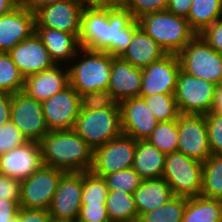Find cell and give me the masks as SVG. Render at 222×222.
I'll return each mask as SVG.
<instances>
[{"mask_svg": "<svg viewBox=\"0 0 222 222\" xmlns=\"http://www.w3.org/2000/svg\"><path fill=\"white\" fill-rule=\"evenodd\" d=\"M141 83L142 68L131 65L121 57H114L108 90L112 92L119 103L125 99L138 97Z\"/></svg>", "mask_w": 222, "mask_h": 222, "instance_id": "603a6c76", "label": "cell"}, {"mask_svg": "<svg viewBox=\"0 0 222 222\" xmlns=\"http://www.w3.org/2000/svg\"><path fill=\"white\" fill-rule=\"evenodd\" d=\"M136 146L137 140L121 134L93 150V164L90 171L104 177L132 167Z\"/></svg>", "mask_w": 222, "mask_h": 222, "instance_id": "9c48e42d", "label": "cell"}, {"mask_svg": "<svg viewBox=\"0 0 222 222\" xmlns=\"http://www.w3.org/2000/svg\"><path fill=\"white\" fill-rule=\"evenodd\" d=\"M0 199L16 201L20 205L21 181L0 174Z\"/></svg>", "mask_w": 222, "mask_h": 222, "instance_id": "7bdbcfd3", "label": "cell"}, {"mask_svg": "<svg viewBox=\"0 0 222 222\" xmlns=\"http://www.w3.org/2000/svg\"><path fill=\"white\" fill-rule=\"evenodd\" d=\"M86 7L121 8L123 0H82Z\"/></svg>", "mask_w": 222, "mask_h": 222, "instance_id": "681fc988", "label": "cell"}, {"mask_svg": "<svg viewBox=\"0 0 222 222\" xmlns=\"http://www.w3.org/2000/svg\"><path fill=\"white\" fill-rule=\"evenodd\" d=\"M20 3V0H0V16L12 11Z\"/></svg>", "mask_w": 222, "mask_h": 222, "instance_id": "f5cc1de1", "label": "cell"}, {"mask_svg": "<svg viewBox=\"0 0 222 222\" xmlns=\"http://www.w3.org/2000/svg\"><path fill=\"white\" fill-rule=\"evenodd\" d=\"M42 165L41 148L38 142L28 141L0 155V174L20 181L28 178Z\"/></svg>", "mask_w": 222, "mask_h": 222, "instance_id": "ac0fdd59", "label": "cell"}, {"mask_svg": "<svg viewBox=\"0 0 222 222\" xmlns=\"http://www.w3.org/2000/svg\"><path fill=\"white\" fill-rule=\"evenodd\" d=\"M42 109L49 131L72 130L80 111L79 94L68 84L42 102Z\"/></svg>", "mask_w": 222, "mask_h": 222, "instance_id": "5bb4252c", "label": "cell"}, {"mask_svg": "<svg viewBox=\"0 0 222 222\" xmlns=\"http://www.w3.org/2000/svg\"><path fill=\"white\" fill-rule=\"evenodd\" d=\"M77 222H110L106 204L82 205Z\"/></svg>", "mask_w": 222, "mask_h": 222, "instance_id": "b9f144b4", "label": "cell"}, {"mask_svg": "<svg viewBox=\"0 0 222 222\" xmlns=\"http://www.w3.org/2000/svg\"><path fill=\"white\" fill-rule=\"evenodd\" d=\"M108 187L105 179L91 171L83 172L82 205H99L106 203Z\"/></svg>", "mask_w": 222, "mask_h": 222, "instance_id": "d590c367", "label": "cell"}, {"mask_svg": "<svg viewBox=\"0 0 222 222\" xmlns=\"http://www.w3.org/2000/svg\"><path fill=\"white\" fill-rule=\"evenodd\" d=\"M82 194L83 172H64L49 208L51 219L77 221L82 206Z\"/></svg>", "mask_w": 222, "mask_h": 222, "instance_id": "4fadbf2b", "label": "cell"}, {"mask_svg": "<svg viewBox=\"0 0 222 222\" xmlns=\"http://www.w3.org/2000/svg\"><path fill=\"white\" fill-rule=\"evenodd\" d=\"M200 196L222 200V155H211L203 163Z\"/></svg>", "mask_w": 222, "mask_h": 222, "instance_id": "4dcf8cb0", "label": "cell"}, {"mask_svg": "<svg viewBox=\"0 0 222 222\" xmlns=\"http://www.w3.org/2000/svg\"><path fill=\"white\" fill-rule=\"evenodd\" d=\"M167 4L168 0H123L122 7L137 20L144 14L167 10Z\"/></svg>", "mask_w": 222, "mask_h": 222, "instance_id": "60d3db41", "label": "cell"}, {"mask_svg": "<svg viewBox=\"0 0 222 222\" xmlns=\"http://www.w3.org/2000/svg\"><path fill=\"white\" fill-rule=\"evenodd\" d=\"M114 57L107 52L80 47L67 65L69 84L79 95L108 89Z\"/></svg>", "mask_w": 222, "mask_h": 222, "instance_id": "7a4b0ae2", "label": "cell"}, {"mask_svg": "<svg viewBox=\"0 0 222 222\" xmlns=\"http://www.w3.org/2000/svg\"><path fill=\"white\" fill-rule=\"evenodd\" d=\"M19 209L16 201L0 199V222H11L17 217Z\"/></svg>", "mask_w": 222, "mask_h": 222, "instance_id": "bcb514c9", "label": "cell"}, {"mask_svg": "<svg viewBox=\"0 0 222 222\" xmlns=\"http://www.w3.org/2000/svg\"><path fill=\"white\" fill-rule=\"evenodd\" d=\"M146 140L165 155L177 151V119L169 122H159Z\"/></svg>", "mask_w": 222, "mask_h": 222, "instance_id": "d6a6232c", "label": "cell"}, {"mask_svg": "<svg viewBox=\"0 0 222 222\" xmlns=\"http://www.w3.org/2000/svg\"><path fill=\"white\" fill-rule=\"evenodd\" d=\"M49 210L27 209L20 207L18 211V222H51Z\"/></svg>", "mask_w": 222, "mask_h": 222, "instance_id": "f6af8a7d", "label": "cell"}, {"mask_svg": "<svg viewBox=\"0 0 222 222\" xmlns=\"http://www.w3.org/2000/svg\"><path fill=\"white\" fill-rule=\"evenodd\" d=\"M12 94L0 92V126L11 120Z\"/></svg>", "mask_w": 222, "mask_h": 222, "instance_id": "c3c4849f", "label": "cell"}, {"mask_svg": "<svg viewBox=\"0 0 222 222\" xmlns=\"http://www.w3.org/2000/svg\"><path fill=\"white\" fill-rule=\"evenodd\" d=\"M68 84V67L55 64L50 69L27 76L22 91L42 103Z\"/></svg>", "mask_w": 222, "mask_h": 222, "instance_id": "44dd1931", "label": "cell"}, {"mask_svg": "<svg viewBox=\"0 0 222 222\" xmlns=\"http://www.w3.org/2000/svg\"><path fill=\"white\" fill-rule=\"evenodd\" d=\"M200 35L215 51L222 55V18L206 27Z\"/></svg>", "mask_w": 222, "mask_h": 222, "instance_id": "ee69618b", "label": "cell"}, {"mask_svg": "<svg viewBox=\"0 0 222 222\" xmlns=\"http://www.w3.org/2000/svg\"><path fill=\"white\" fill-rule=\"evenodd\" d=\"M137 20L167 54H178L197 35L186 18L168 10L147 13Z\"/></svg>", "mask_w": 222, "mask_h": 222, "instance_id": "3957f363", "label": "cell"}, {"mask_svg": "<svg viewBox=\"0 0 222 222\" xmlns=\"http://www.w3.org/2000/svg\"><path fill=\"white\" fill-rule=\"evenodd\" d=\"M167 55L166 51L141 27L132 36L128 48L120 56L131 65L144 68Z\"/></svg>", "mask_w": 222, "mask_h": 222, "instance_id": "d4e9b609", "label": "cell"}, {"mask_svg": "<svg viewBox=\"0 0 222 222\" xmlns=\"http://www.w3.org/2000/svg\"><path fill=\"white\" fill-rule=\"evenodd\" d=\"M122 134L135 140H146L159 121L142 97L125 99L119 103Z\"/></svg>", "mask_w": 222, "mask_h": 222, "instance_id": "2e32d148", "label": "cell"}, {"mask_svg": "<svg viewBox=\"0 0 222 222\" xmlns=\"http://www.w3.org/2000/svg\"><path fill=\"white\" fill-rule=\"evenodd\" d=\"M51 222H77V221H57V220H52Z\"/></svg>", "mask_w": 222, "mask_h": 222, "instance_id": "db71d44e", "label": "cell"}, {"mask_svg": "<svg viewBox=\"0 0 222 222\" xmlns=\"http://www.w3.org/2000/svg\"><path fill=\"white\" fill-rule=\"evenodd\" d=\"M105 204L110 222L138 221V210L133 194L119 190H109Z\"/></svg>", "mask_w": 222, "mask_h": 222, "instance_id": "f1b7e54d", "label": "cell"}, {"mask_svg": "<svg viewBox=\"0 0 222 222\" xmlns=\"http://www.w3.org/2000/svg\"><path fill=\"white\" fill-rule=\"evenodd\" d=\"M35 13L20 3L0 16V52L8 53L35 33Z\"/></svg>", "mask_w": 222, "mask_h": 222, "instance_id": "e0dca14e", "label": "cell"}, {"mask_svg": "<svg viewBox=\"0 0 222 222\" xmlns=\"http://www.w3.org/2000/svg\"><path fill=\"white\" fill-rule=\"evenodd\" d=\"M11 121L27 141L40 142L49 132L42 103L23 91L12 94Z\"/></svg>", "mask_w": 222, "mask_h": 222, "instance_id": "30bf717a", "label": "cell"}, {"mask_svg": "<svg viewBox=\"0 0 222 222\" xmlns=\"http://www.w3.org/2000/svg\"><path fill=\"white\" fill-rule=\"evenodd\" d=\"M182 222H222V200L187 198Z\"/></svg>", "mask_w": 222, "mask_h": 222, "instance_id": "83f0119b", "label": "cell"}, {"mask_svg": "<svg viewBox=\"0 0 222 222\" xmlns=\"http://www.w3.org/2000/svg\"><path fill=\"white\" fill-rule=\"evenodd\" d=\"M73 130L93 150L103 146L122 134L120 107L101 110L80 109Z\"/></svg>", "mask_w": 222, "mask_h": 222, "instance_id": "277c9868", "label": "cell"}, {"mask_svg": "<svg viewBox=\"0 0 222 222\" xmlns=\"http://www.w3.org/2000/svg\"><path fill=\"white\" fill-rule=\"evenodd\" d=\"M165 156L147 140H137L132 168L143 180L161 178Z\"/></svg>", "mask_w": 222, "mask_h": 222, "instance_id": "4316f807", "label": "cell"}, {"mask_svg": "<svg viewBox=\"0 0 222 222\" xmlns=\"http://www.w3.org/2000/svg\"><path fill=\"white\" fill-rule=\"evenodd\" d=\"M217 84L180 70L174 97L180 114L206 115L211 111Z\"/></svg>", "mask_w": 222, "mask_h": 222, "instance_id": "52a82bcc", "label": "cell"}, {"mask_svg": "<svg viewBox=\"0 0 222 222\" xmlns=\"http://www.w3.org/2000/svg\"><path fill=\"white\" fill-rule=\"evenodd\" d=\"M133 195L138 218L141 214L159 208L174 197L171 187L163 178L143 180Z\"/></svg>", "mask_w": 222, "mask_h": 222, "instance_id": "484cf974", "label": "cell"}, {"mask_svg": "<svg viewBox=\"0 0 222 222\" xmlns=\"http://www.w3.org/2000/svg\"><path fill=\"white\" fill-rule=\"evenodd\" d=\"M180 70L177 54H167L162 59L142 68L139 96L174 94Z\"/></svg>", "mask_w": 222, "mask_h": 222, "instance_id": "9a60e30c", "label": "cell"}, {"mask_svg": "<svg viewBox=\"0 0 222 222\" xmlns=\"http://www.w3.org/2000/svg\"><path fill=\"white\" fill-rule=\"evenodd\" d=\"M85 5L82 0H59L35 12V28H50L80 35L81 17Z\"/></svg>", "mask_w": 222, "mask_h": 222, "instance_id": "8fae6325", "label": "cell"}, {"mask_svg": "<svg viewBox=\"0 0 222 222\" xmlns=\"http://www.w3.org/2000/svg\"><path fill=\"white\" fill-rule=\"evenodd\" d=\"M35 32L56 65H68L80 48L78 38L72 33L50 28H35Z\"/></svg>", "mask_w": 222, "mask_h": 222, "instance_id": "cb8c5ba5", "label": "cell"}, {"mask_svg": "<svg viewBox=\"0 0 222 222\" xmlns=\"http://www.w3.org/2000/svg\"><path fill=\"white\" fill-rule=\"evenodd\" d=\"M139 27L138 20L129 10L123 7L108 8V53L120 57Z\"/></svg>", "mask_w": 222, "mask_h": 222, "instance_id": "7402d4cb", "label": "cell"}, {"mask_svg": "<svg viewBox=\"0 0 222 222\" xmlns=\"http://www.w3.org/2000/svg\"><path fill=\"white\" fill-rule=\"evenodd\" d=\"M11 222H18V214H17V217L13 219Z\"/></svg>", "mask_w": 222, "mask_h": 222, "instance_id": "11a10c76", "label": "cell"}, {"mask_svg": "<svg viewBox=\"0 0 222 222\" xmlns=\"http://www.w3.org/2000/svg\"><path fill=\"white\" fill-rule=\"evenodd\" d=\"M181 70L194 77L222 83V55L197 34L178 54Z\"/></svg>", "mask_w": 222, "mask_h": 222, "instance_id": "8992f818", "label": "cell"}, {"mask_svg": "<svg viewBox=\"0 0 222 222\" xmlns=\"http://www.w3.org/2000/svg\"><path fill=\"white\" fill-rule=\"evenodd\" d=\"M8 54L24 78L55 65L36 32L19 42Z\"/></svg>", "mask_w": 222, "mask_h": 222, "instance_id": "d6986e66", "label": "cell"}, {"mask_svg": "<svg viewBox=\"0 0 222 222\" xmlns=\"http://www.w3.org/2000/svg\"><path fill=\"white\" fill-rule=\"evenodd\" d=\"M222 18V0H193L186 18L190 27L200 34L206 27Z\"/></svg>", "mask_w": 222, "mask_h": 222, "instance_id": "f546056e", "label": "cell"}, {"mask_svg": "<svg viewBox=\"0 0 222 222\" xmlns=\"http://www.w3.org/2000/svg\"><path fill=\"white\" fill-rule=\"evenodd\" d=\"M56 1L59 0H22L21 3L35 13L41 7L52 4Z\"/></svg>", "mask_w": 222, "mask_h": 222, "instance_id": "f907efd6", "label": "cell"}, {"mask_svg": "<svg viewBox=\"0 0 222 222\" xmlns=\"http://www.w3.org/2000/svg\"><path fill=\"white\" fill-rule=\"evenodd\" d=\"M26 142H28L26 138L11 120L0 126V155L17 148Z\"/></svg>", "mask_w": 222, "mask_h": 222, "instance_id": "ab89813d", "label": "cell"}, {"mask_svg": "<svg viewBox=\"0 0 222 222\" xmlns=\"http://www.w3.org/2000/svg\"><path fill=\"white\" fill-rule=\"evenodd\" d=\"M177 124V151L204 163L212 155L205 115L180 114Z\"/></svg>", "mask_w": 222, "mask_h": 222, "instance_id": "7c38bea8", "label": "cell"}, {"mask_svg": "<svg viewBox=\"0 0 222 222\" xmlns=\"http://www.w3.org/2000/svg\"><path fill=\"white\" fill-rule=\"evenodd\" d=\"M44 166L64 172L90 171L93 149L72 130H52L39 142Z\"/></svg>", "mask_w": 222, "mask_h": 222, "instance_id": "6da1fadb", "label": "cell"}, {"mask_svg": "<svg viewBox=\"0 0 222 222\" xmlns=\"http://www.w3.org/2000/svg\"><path fill=\"white\" fill-rule=\"evenodd\" d=\"M193 0H168L167 10L177 16L188 17Z\"/></svg>", "mask_w": 222, "mask_h": 222, "instance_id": "7dc6e473", "label": "cell"}, {"mask_svg": "<svg viewBox=\"0 0 222 222\" xmlns=\"http://www.w3.org/2000/svg\"><path fill=\"white\" fill-rule=\"evenodd\" d=\"M212 155H222V114L210 111L205 115Z\"/></svg>", "mask_w": 222, "mask_h": 222, "instance_id": "f35d334b", "label": "cell"}, {"mask_svg": "<svg viewBox=\"0 0 222 222\" xmlns=\"http://www.w3.org/2000/svg\"><path fill=\"white\" fill-rule=\"evenodd\" d=\"M103 178L108 190H119L128 194H133L143 181L132 167L105 175Z\"/></svg>", "mask_w": 222, "mask_h": 222, "instance_id": "8d00e7d4", "label": "cell"}, {"mask_svg": "<svg viewBox=\"0 0 222 222\" xmlns=\"http://www.w3.org/2000/svg\"><path fill=\"white\" fill-rule=\"evenodd\" d=\"M64 171L42 165L21 181L20 207L49 210Z\"/></svg>", "mask_w": 222, "mask_h": 222, "instance_id": "ba28073f", "label": "cell"}, {"mask_svg": "<svg viewBox=\"0 0 222 222\" xmlns=\"http://www.w3.org/2000/svg\"><path fill=\"white\" fill-rule=\"evenodd\" d=\"M80 109L101 110L108 107H120L112 92L108 89L86 92L79 95Z\"/></svg>", "mask_w": 222, "mask_h": 222, "instance_id": "74e56055", "label": "cell"}, {"mask_svg": "<svg viewBox=\"0 0 222 222\" xmlns=\"http://www.w3.org/2000/svg\"><path fill=\"white\" fill-rule=\"evenodd\" d=\"M211 111L222 114V83L216 86V91H215Z\"/></svg>", "mask_w": 222, "mask_h": 222, "instance_id": "816d5d0a", "label": "cell"}, {"mask_svg": "<svg viewBox=\"0 0 222 222\" xmlns=\"http://www.w3.org/2000/svg\"><path fill=\"white\" fill-rule=\"evenodd\" d=\"M142 97L159 122L178 119L180 112L174 94H154Z\"/></svg>", "mask_w": 222, "mask_h": 222, "instance_id": "e575fe53", "label": "cell"}, {"mask_svg": "<svg viewBox=\"0 0 222 222\" xmlns=\"http://www.w3.org/2000/svg\"><path fill=\"white\" fill-rule=\"evenodd\" d=\"M78 41L80 47L108 53V8L85 6Z\"/></svg>", "mask_w": 222, "mask_h": 222, "instance_id": "ffe728a7", "label": "cell"}, {"mask_svg": "<svg viewBox=\"0 0 222 222\" xmlns=\"http://www.w3.org/2000/svg\"><path fill=\"white\" fill-rule=\"evenodd\" d=\"M203 163L179 151L166 154L162 177L174 196L192 198L200 196Z\"/></svg>", "mask_w": 222, "mask_h": 222, "instance_id": "5b68a950", "label": "cell"}, {"mask_svg": "<svg viewBox=\"0 0 222 222\" xmlns=\"http://www.w3.org/2000/svg\"><path fill=\"white\" fill-rule=\"evenodd\" d=\"M186 200L185 197L174 196L159 208L141 214L138 222H182Z\"/></svg>", "mask_w": 222, "mask_h": 222, "instance_id": "1f68e13d", "label": "cell"}, {"mask_svg": "<svg viewBox=\"0 0 222 222\" xmlns=\"http://www.w3.org/2000/svg\"><path fill=\"white\" fill-rule=\"evenodd\" d=\"M25 78L10 55L0 52V92L14 94L23 90Z\"/></svg>", "mask_w": 222, "mask_h": 222, "instance_id": "836d02e7", "label": "cell"}]
</instances>
